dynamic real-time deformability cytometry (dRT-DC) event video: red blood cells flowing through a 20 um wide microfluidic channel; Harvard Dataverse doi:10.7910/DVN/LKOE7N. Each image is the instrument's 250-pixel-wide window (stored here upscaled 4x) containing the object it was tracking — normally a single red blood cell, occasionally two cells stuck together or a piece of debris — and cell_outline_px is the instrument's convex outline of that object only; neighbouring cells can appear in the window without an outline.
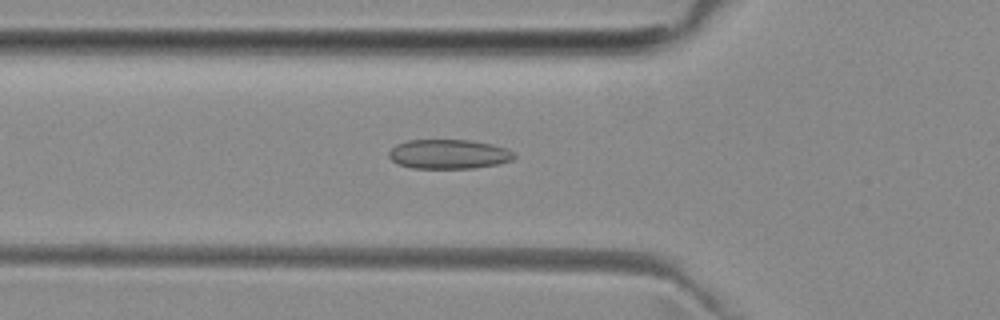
{"species": "common noctule bat (a hibernating species)", "species_latin": "Nyctalus noctula", "temperature_condition": "room temperature", "stored_images_in_passage": 50, "camera_frame_rate_fps": 3000, "um_per_image_px": 0.085, "animal": {"sex": "female", "body_mass_g": 29.2, "forearm_length_mm": 56.3}, "frame": {"image": 1, "passage_image": 16, "time_ms": 5.0, "image_size_px": [1000, 320], "cell_outline_px": [[516, 156], [512, 160], [496, 164], [472, 168], [412, 168], [396, 164], [388, 156], [388, 152], [396, 144], [408, 140], [472, 140], [492, 144], [508, 148]], "centroid_in_image_um": [38.12, 13.1], "position_along_channel_um": 87.7, "area_um2": 21.56}}
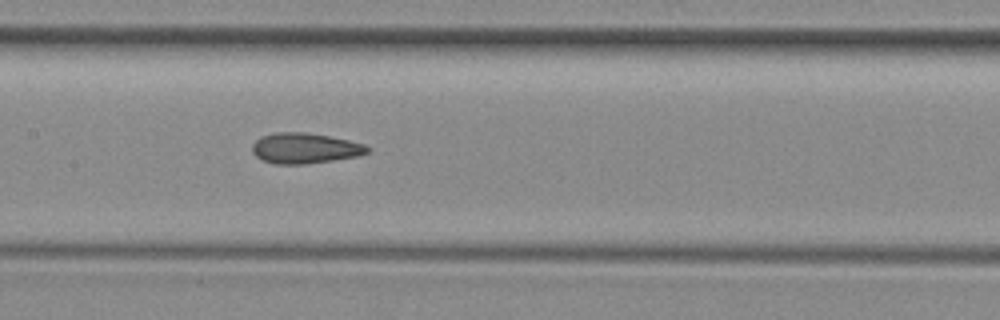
{"frame": {"image": 2, "passage_image": 23, "time_ms": 7.333, "image_size_px": [1000, 320], "cell_outline_px": [[372, 148], [368, 152], [360, 156], [304, 164], [276, 164], [264, 160], [256, 156], [252, 152], [252, 144], [260, 136], [276, 132], [304, 132], [328, 136], [348, 140], [364, 144]], "centroid_in_image_um": [25.92, 12.59], "position_along_channel_um": 181.5, "area_um2": 20.46}}
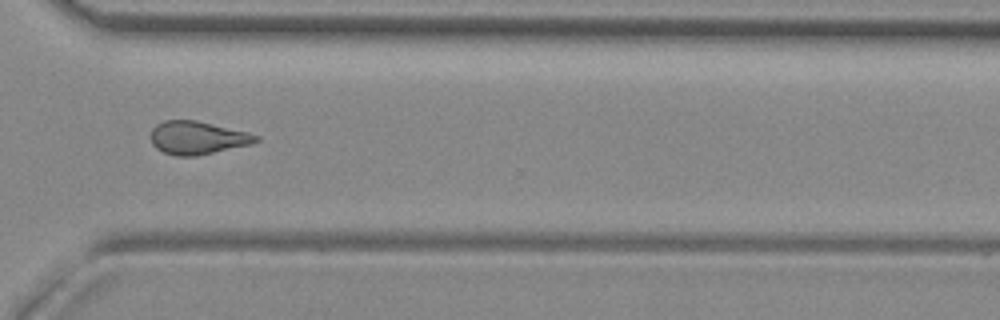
{"frame": {"image": 3, "passage_image": 36, "time_ms": 11.667, "image_size_px": [1000, 320], "cell_outline_px": [[260, 140], [252, 144], [196, 156], [176, 156], [164, 152], [156, 148], [152, 144], [152, 128], [156, 124], [164, 120], [196, 120], [248, 132], [260, 136]], "centroid_in_image_um": [16.8, 11.71], "position_along_channel_um": 353.8, "area_um2": 20.29}, "authors_computed_cell_mechanics": {"area_um2": 20.3456, "velocity_mm_per_s": 3.9933, "shape_relaxation_time_tau1_ms": null, "shape_relaxation_time_tau2_ms": 2.3306, "deformation_change_tau1": null, "deformation_change_tau2": 0.0901}}